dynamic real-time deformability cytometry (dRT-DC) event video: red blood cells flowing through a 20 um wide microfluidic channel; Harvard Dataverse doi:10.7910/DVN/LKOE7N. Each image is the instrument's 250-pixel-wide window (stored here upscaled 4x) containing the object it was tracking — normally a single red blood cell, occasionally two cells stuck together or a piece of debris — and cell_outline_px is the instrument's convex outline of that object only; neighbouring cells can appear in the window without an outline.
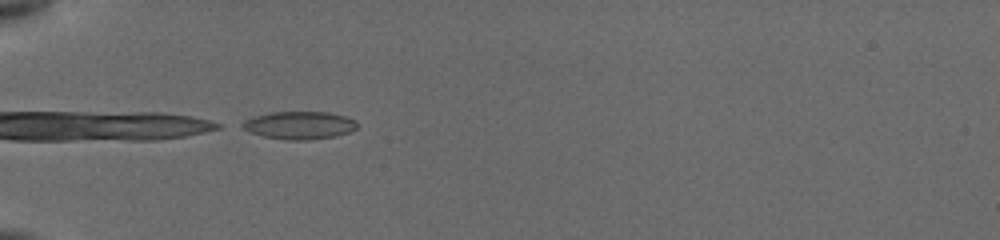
{"species": "common noctule bat (a hibernating species)", "species_latin": "Nyctalus noctula", "temperature_condition": "cold", "stored_images_in_passage": 11, "camera_frame_rate_fps": 3000, "um_per_image_px": 0.085, "animal": {"sex": "female", "body_mass_g": 19.5, "forearm_length_mm": 54.1}, "frame": {"image": 1, "passage_image": 1, "time_ms": 0.0, "image_size_px": [1000, 240], "cell_outline_px": [[356, 128], [348, 132], [332, 136], [308, 140], [284, 140], [264, 136], [252, 132], [236, 124], [244, 120], [256, 116], [272, 112], [328, 112], [344, 116], [356, 120]], "centroid_in_image_um": [25.41, 10.64], "position_along_channel_um": 59.6, "area_um2": 18.38}}
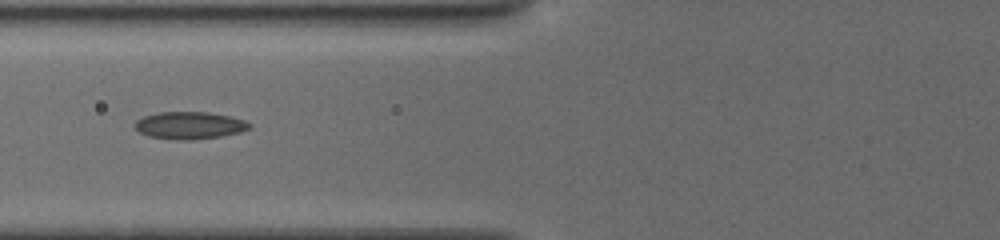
{"frame": {"image": 2, "passage_image": 7, "time_ms": 1.667, "image_size_px": [1000, 240], "cell_outline_px": [[252, 128], [240, 132], [220, 136], [192, 140], [176, 140], [148, 136], [140, 132], [132, 124], [136, 120], [144, 116], [160, 112], [208, 112], [228, 116], [244, 120], [252, 124]], "centroid_in_image_um": [16.11, 10.66], "position_along_channel_um": 109.7, "area_um2": 18.26}}
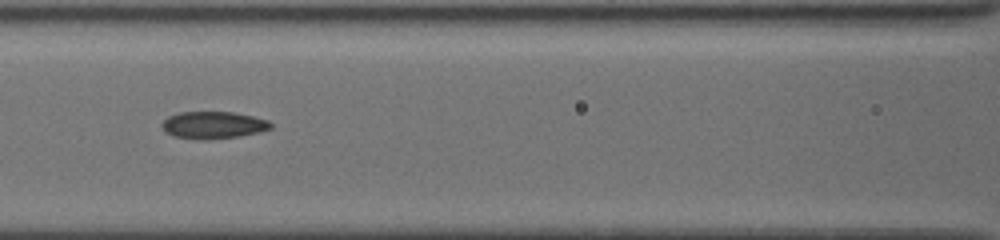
{"frame": {"image": 3, "passage_image": 10, "time_ms": 2.667, "image_size_px": [1000, 240], "cell_outline_px": [[272, 128], [260, 132], [240, 136], [208, 140], [200, 140], [172, 136], [164, 132], [160, 124], [168, 116], [180, 112], [232, 112], [252, 116], [268, 120], [272, 124]], "centroid_in_image_um": [18.1, 10.64], "position_along_channel_um": 148.5, "area_um2": 17.46}}